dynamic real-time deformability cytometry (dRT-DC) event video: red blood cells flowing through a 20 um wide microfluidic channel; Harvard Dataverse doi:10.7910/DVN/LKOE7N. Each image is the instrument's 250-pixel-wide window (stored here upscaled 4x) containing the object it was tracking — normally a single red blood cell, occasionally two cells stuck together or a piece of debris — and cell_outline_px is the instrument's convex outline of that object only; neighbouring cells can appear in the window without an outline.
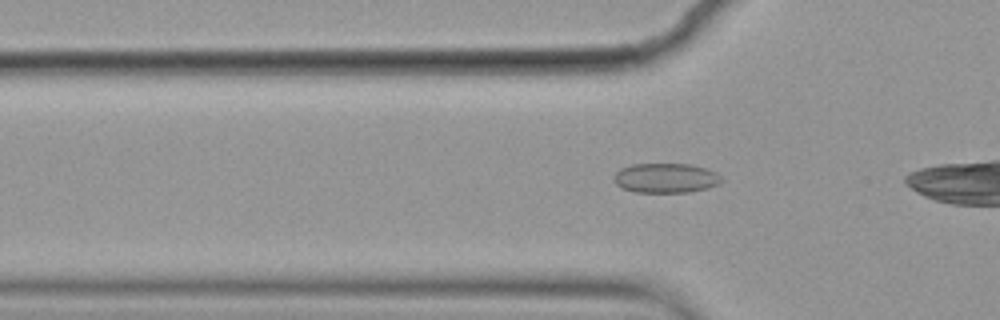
{"species": "common noctule bat (a hibernating species)", "species_latin": "Nyctalus noctula", "temperature_condition": "cold", "stored_images_in_passage": 19, "camera_frame_rate_fps": 3000, "um_per_image_px": 0.085, "animal": {"sex": "female", "body_mass_g": 19.9}, "frame": {"image": 1, "passage_image": 2, "time_ms": 0.333, "image_size_px": [1000, 320], "cell_outline_px": [[724, 180], [720, 184], [708, 188], [688, 192], [636, 192], [620, 188], [616, 184], [616, 172], [620, 168], [632, 164], [692, 164], [716, 172]], "centroid_in_image_um": [56.62, 15.13], "position_along_channel_um": 69.2, "area_um2": 18.61}}
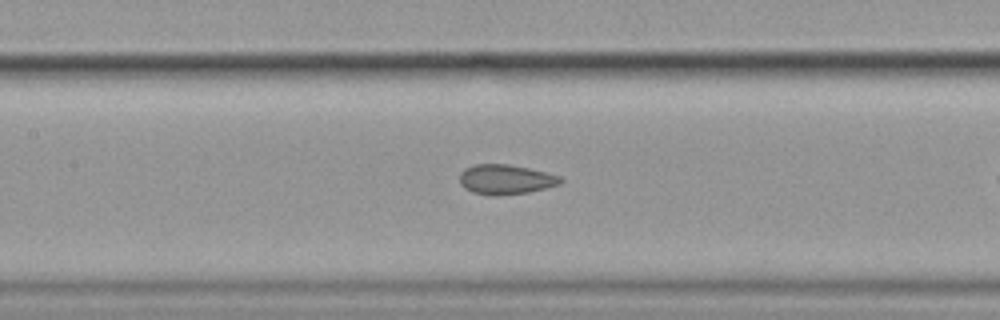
{"frame": {"image": 2, "passage_image": 10, "time_ms": 3.0, "image_size_px": [1000, 320], "cell_outline_px": [[564, 180], [560, 184], [528, 192], [496, 196], [492, 196], [472, 192], [464, 188], [460, 184], [460, 172], [464, 168], [476, 164], [508, 164], [528, 168], [560, 176]], "centroid_in_image_um": [42.95, 15.25], "position_along_channel_um": 164.5, "area_um2": 17.51}}
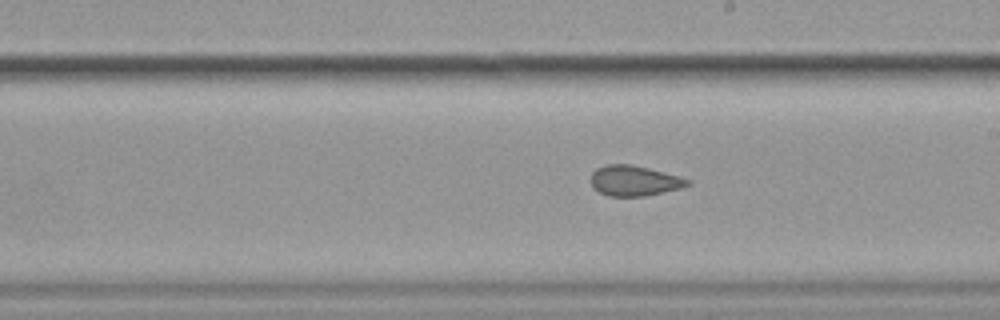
{"frame": {"image": 3, "passage_image": 16, "time_ms": 5.0, "image_size_px": [1000, 320], "cell_outline_px": [[692, 184], [680, 188], [644, 196], [608, 196], [600, 192], [592, 184], [592, 172], [596, 168], [608, 164], [632, 164], [648, 168], [692, 180]], "centroid_in_image_um": [53.93, 15.35], "position_along_channel_um": 235.1, "area_um2": 16.88}}